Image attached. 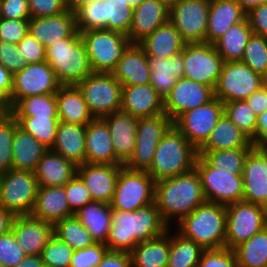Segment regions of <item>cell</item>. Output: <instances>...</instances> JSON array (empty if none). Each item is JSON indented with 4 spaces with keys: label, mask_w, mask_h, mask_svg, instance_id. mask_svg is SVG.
I'll return each instance as SVG.
<instances>
[{
    "label": "cell",
    "mask_w": 267,
    "mask_h": 267,
    "mask_svg": "<svg viewBox=\"0 0 267 267\" xmlns=\"http://www.w3.org/2000/svg\"><path fill=\"white\" fill-rule=\"evenodd\" d=\"M168 228L155 202L135 211L113 210L104 244L110 251L131 252L138 243L161 236Z\"/></svg>",
    "instance_id": "6da1fadb"
},
{
    "label": "cell",
    "mask_w": 267,
    "mask_h": 267,
    "mask_svg": "<svg viewBox=\"0 0 267 267\" xmlns=\"http://www.w3.org/2000/svg\"><path fill=\"white\" fill-rule=\"evenodd\" d=\"M206 202L196 169L155 183V203L164 222L173 227ZM175 221V223H174Z\"/></svg>",
    "instance_id": "7a4b0ae2"
},
{
    "label": "cell",
    "mask_w": 267,
    "mask_h": 267,
    "mask_svg": "<svg viewBox=\"0 0 267 267\" xmlns=\"http://www.w3.org/2000/svg\"><path fill=\"white\" fill-rule=\"evenodd\" d=\"M173 230L193 240L204 250L224 248L226 206L205 202L185 215L174 225Z\"/></svg>",
    "instance_id": "3957f363"
},
{
    "label": "cell",
    "mask_w": 267,
    "mask_h": 267,
    "mask_svg": "<svg viewBox=\"0 0 267 267\" xmlns=\"http://www.w3.org/2000/svg\"><path fill=\"white\" fill-rule=\"evenodd\" d=\"M197 157L198 150L173 124L158 143L147 172L155 181L174 177L193 170Z\"/></svg>",
    "instance_id": "277c9868"
},
{
    "label": "cell",
    "mask_w": 267,
    "mask_h": 267,
    "mask_svg": "<svg viewBox=\"0 0 267 267\" xmlns=\"http://www.w3.org/2000/svg\"><path fill=\"white\" fill-rule=\"evenodd\" d=\"M46 62L61 85H77L93 72L79 33L49 46L46 49Z\"/></svg>",
    "instance_id": "5b68a950"
},
{
    "label": "cell",
    "mask_w": 267,
    "mask_h": 267,
    "mask_svg": "<svg viewBox=\"0 0 267 267\" xmlns=\"http://www.w3.org/2000/svg\"><path fill=\"white\" fill-rule=\"evenodd\" d=\"M133 7L125 0L91 1L75 11L79 33L90 29H106L128 35Z\"/></svg>",
    "instance_id": "8992f818"
},
{
    "label": "cell",
    "mask_w": 267,
    "mask_h": 267,
    "mask_svg": "<svg viewBox=\"0 0 267 267\" xmlns=\"http://www.w3.org/2000/svg\"><path fill=\"white\" fill-rule=\"evenodd\" d=\"M79 34L93 72L111 73L131 44L127 35L106 29H90Z\"/></svg>",
    "instance_id": "52a82bcc"
},
{
    "label": "cell",
    "mask_w": 267,
    "mask_h": 267,
    "mask_svg": "<svg viewBox=\"0 0 267 267\" xmlns=\"http://www.w3.org/2000/svg\"><path fill=\"white\" fill-rule=\"evenodd\" d=\"M156 181L147 171L120 169L110 203L112 210L135 211L155 202Z\"/></svg>",
    "instance_id": "ba28073f"
},
{
    "label": "cell",
    "mask_w": 267,
    "mask_h": 267,
    "mask_svg": "<svg viewBox=\"0 0 267 267\" xmlns=\"http://www.w3.org/2000/svg\"><path fill=\"white\" fill-rule=\"evenodd\" d=\"M195 169L200 176L206 202L230 205L243 201V178L235 171H220L198 156Z\"/></svg>",
    "instance_id": "9c48e42d"
},
{
    "label": "cell",
    "mask_w": 267,
    "mask_h": 267,
    "mask_svg": "<svg viewBox=\"0 0 267 267\" xmlns=\"http://www.w3.org/2000/svg\"><path fill=\"white\" fill-rule=\"evenodd\" d=\"M76 86L94 118L120 110L123 86L111 73L92 72Z\"/></svg>",
    "instance_id": "30bf717a"
},
{
    "label": "cell",
    "mask_w": 267,
    "mask_h": 267,
    "mask_svg": "<svg viewBox=\"0 0 267 267\" xmlns=\"http://www.w3.org/2000/svg\"><path fill=\"white\" fill-rule=\"evenodd\" d=\"M37 191L34 172L10 169L0 174V206L14 216L32 213Z\"/></svg>",
    "instance_id": "8fae6325"
},
{
    "label": "cell",
    "mask_w": 267,
    "mask_h": 267,
    "mask_svg": "<svg viewBox=\"0 0 267 267\" xmlns=\"http://www.w3.org/2000/svg\"><path fill=\"white\" fill-rule=\"evenodd\" d=\"M266 83V78L242 61L224 62L214 97L222 103L246 100Z\"/></svg>",
    "instance_id": "7c38bea8"
},
{
    "label": "cell",
    "mask_w": 267,
    "mask_h": 267,
    "mask_svg": "<svg viewBox=\"0 0 267 267\" xmlns=\"http://www.w3.org/2000/svg\"><path fill=\"white\" fill-rule=\"evenodd\" d=\"M267 226V208L245 201L226 206L225 248L234 249Z\"/></svg>",
    "instance_id": "4fadbf2b"
},
{
    "label": "cell",
    "mask_w": 267,
    "mask_h": 267,
    "mask_svg": "<svg viewBox=\"0 0 267 267\" xmlns=\"http://www.w3.org/2000/svg\"><path fill=\"white\" fill-rule=\"evenodd\" d=\"M172 125L173 121L165 113L138 118L136 146L123 166L129 170L147 171L158 143Z\"/></svg>",
    "instance_id": "5bb4252c"
},
{
    "label": "cell",
    "mask_w": 267,
    "mask_h": 267,
    "mask_svg": "<svg viewBox=\"0 0 267 267\" xmlns=\"http://www.w3.org/2000/svg\"><path fill=\"white\" fill-rule=\"evenodd\" d=\"M182 56L183 77L210 86L214 90L224 64L214 45L207 42L186 43Z\"/></svg>",
    "instance_id": "9a60e30c"
},
{
    "label": "cell",
    "mask_w": 267,
    "mask_h": 267,
    "mask_svg": "<svg viewBox=\"0 0 267 267\" xmlns=\"http://www.w3.org/2000/svg\"><path fill=\"white\" fill-rule=\"evenodd\" d=\"M210 0L170 1L169 21L186 43L206 42Z\"/></svg>",
    "instance_id": "2e32d148"
},
{
    "label": "cell",
    "mask_w": 267,
    "mask_h": 267,
    "mask_svg": "<svg viewBox=\"0 0 267 267\" xmlns=\"http://www.w3.org/2000/svg\"><path fill=\"white\" fill-rule=\"evenodd\" d=\"M224 114V103L214 97L208 103L182 113L173 124L198 150Z\"/></svg>",
    "instance_id": "e0dca14e"
},
{
    "label": "cell",
    "mask_w": 267,
    "mask_h": 267,
    "mask_svg": "<svg viewBox=\"0 0 267 267\" xmlns=\"http://www.w3.org/2000/svg\"><path fill=\"white\" fill-rule=\"evenodd\" d=\"M61 86L53 69L46 61L29 63L13 74L10 109L21 98L56 93Z\"/></svg>",
    "instance_id": "ac0fdd59"
},
{
    "label": "cell",
    "mask_w": 267,
    "mask_h": 267,
    "mask_svg": "<svg viewBox=\"0 0 267 267\" xmlns=\"http://www.w3.org/2000/svg\"><path fill=\"white\" fill-rule=\"evenodd\" d=\"M214 98V90L185 77L179 78L163 99L164 113L174 122L185 111L204 105Z\"/></svg>",
    "instance_id": "d6986e66"
},
{
    "label": "cell",
    "mask_w": 267,
    "mask_h": 267,
    "mask_svg": "<svg viewBox=\"0 0 267 267\" xmlns=\"http://www.w3.org/2000/svg\"><path fill=\"white\" fill-rule=\"evenodd\" d=\"M123 164L83 163L77 166V175L90 191L93 201L110 204L116 181Z\"/></svg>",
    "instance_id": "ffe728a7"
},
{
    "label": "cell",
    "mask_w": 267,
    "mask_h": 267,
    "mask_svg": "<svg viewBox=\"0 0 267 267\" xmlns=\"http://www.w3.org/2000/svg\"><path fill=\"white\" fill-rule=\"evenodd\" d=\"M168 0H143L133 8L132 23L127 35L131 44H139L158 27L169 21Z\"/></svg>",
    "instance_id": "44dd1931"
},
{
    "label": "cell",
    "mask_w": 267,
    "mask_h": 267,
    "mask_svg": "<svg viewBox=\"0 0 267 267\" xmlns=\"http://www.w3.org/2000/svg\"><path fill=\"white\" fill-rule=\"evenodd\" d=\"M11 231L27 255H41L53 236V224L29 215L15 216Z\"/></svg>",
    "instance_id": "7402d4cb"
},
{
    "label": "cell",
    "mask_w": 267,
    "mask_h": 267,
    "mask_svg": "<svg viewBox=\"0 0 267 267\" xmlns=\"http://www.w3.org/2000/svg\"><path fill=\"white\" fill-rule=\"evenodd\" d=\"M102 119L109 128L115 156L124 165L136 146L138 118L119 110Z\"/></svg>",
    "instance_id": "603a6c76"
},
{
    "label": "cell",
    "mask_w": 267,
    "mask_h": 267,
    "mask_svg": "<svg viewBox=\"0 0 267 267\" xmlns=\"http://www.w3.org/2000/svg\"><path fill=\"white\" fill-rule=\"evenodd\" d=\"M29 32L46 49L58 40L75 37L79 33L76 27L75 12L67 9L56 16L31 17L29 19Z\"/></svg>",
    "instance_id": "cb8c5ba5"
},
{
    "label": "cell",
    "mask_w": 267,
    "mask_h": 267,
    "mask_svg": "<svg viewBox=\"0 0 267 267\" xmlns=\"http://www.w3.org/2000/svg\"><path fill=\"white\" fill-rule=\"evenodd\" d=\"M148 56L139 44H130L111 74L122 86L150 84Z\"/></svg>",
    "instance_id": "d4e9b609"
},
{
    "label": "cell",
    "mask_w": 267,
    "mask_h": 267,
    "mask_svg": "<svg viewBox=\"0 0 267 267\" xmlns=\"http://www.w3.org/2000/svg\"><path fill=\"white\" fill-rule=\"evenodd\" d=\"M120 110L134 117H151L164 113L163 98L151 84L123 86Z\"/></svg>",
    "instance_id": "484cf974"
},
{
    "label": "cell",
    "mask_w": 267,
    "mask_h": 267,
    "mask_svg": "<svg viewBox=\"0 0 267 267\" xmlns=\"http://www.w3.org/2000/svg\"><path fill=\"white\" fill-rule=\"evenodd\" d=\"M85 138L86 163L122 164L115 156L109 128L102 118H94L86 125Z\"/></svg>",
    "instance_id": "4316f807"
},
{
    "label": "cell",
    "mask_w": 267,
    "mask_h": 267,
    "mask_svg": "<svg viewBox=\"0 0 267 267\" xmlns=\"http://www.w3.org/2000/svg\"><path fill=\"white\" fill-rule=\"evenodd\" d=\"M243 201L267 208V166L252 149L243 167Z\"/></svg>",
    "instance_id": "83f0119b"
},
{
    "label": "cell",
    "mask_w": 267,
    "mask_h": 267,
    "mask_svg": "<svg viewBox=\"0 0 267 267\" xmlns=\"http://www.w3.org/2000/svg\"><path fill=\"white\" fill-rule=\"evenodd\" d=\"M76 174L77 166L51 149L44 153L34 171L38 187L64 186Z\"/></svg>",
    "instance_id": "f1b7e54d"
},
{
    "label": "cell",
    "mask_w": 267,
    "mask_h": 267,
    "mask_svg": "<svg viewBox=\"0 0 267 267\" xmlns=\"http://www.w3.org/2000/svg\"><path fill=\"white\" fill-rule=\"evenodd\" d=\"M31 215L55 224L73 216L63 186L38 187L36 201Z\"/></svg>",
    "instance_id": "f546056e"
},
{
    "label": "cell",
    "mask_w": 267,
    "mask_h": 267,
    "mask_svg": "<svg viewBox=\"0 0 267 267\" xmlns=\"http://www.w3.org/2000/svg\"><path fill=\"white\" fill-rule=\"evenodd\" d=\"M246 14L236 0H210L206 42L213 44L231 26L243 21Z\"/></svg>",
    "instance_id": "4dcf8cb0"
},
{
    "label": "cell",
    "mask_w": 267,
    "mask_h": 267,
    "mask_svg": "<svg viewBox=\"0 0 267 267\" xmlns=\"http://www.w3.org/2000/svg\"><path fill=\"white\" fill-rule=\"evenodd\" d=\"M85 136L86 125L59 121L51 150L72 161L76 166L81 165L85 163Z\"/></svg>",
    "instance_id": "1f68e13d"
},
{
    "label": "cell",
    "mask_w": 267,
    "mask_h": 267,
    "mask_svg": "<svg viewBox=\"0 0 267 267\" xmlns=\"http://www.w3.org/2000/svg\"><path fill=\"white\" fill-rule=\"evenodd\" d=\"M253 147L252 140L224 113L198 152Z\"/></svg>",
    "instance_id": "d6a6232c"
},
{
    "label": "cell",
    "mask_w": 267,
    "mask_h": 267,
    "mask_svg": "<svg viewBox=\"0 0 267 267\" xmlns=\"http://www.w3.org/2000/svg\"><path fill=\"white\" fill-rule=\"evenodd\" d=\"M59 121L87 125L94 117L76 85H62L56 92Z\"/></svg>",
    "instance_id": "836d02e7"
},
{
    "label": "cell",
    "mask_w": 267,
    "mask_h": 267,
    "mask_svg": "<svg viewBox=\"0 0 267 267\" xmlns=\"http://www.w3.org/2000/svg\"><path fill=\"white\" fill-rule=\"evenodd\" d=\"M150 84L164 99L179 78L184 76L182 52L171 58L148 57Z\"/></svg>",
    "instance_id": "e575fe53"
},
{
    "label": "cell",
    "mask_w": 267,
    "mask_h": 267,
    "mask_svg": "<svg viewBox=\"0 0 267 267\" xmlns=\"http://www.w3.org/2000/svg\"><path fill=\"white\" fill-rule=\"evenodd\" d=\"M186 42L174 25L168 21L142 40L139 45L148 57L171 58L182 52Z\"/></svg>",
    "instance_id": "d590c367"
},
{
    "label": "cell",
    "mask_w": 267,
    "mask_h": 267,
    "mask_svg": "<svg viewBox=\"0 0 267 267\" xmlns=\"http://www.w3.org/2000/svg\"><path fill=\"white\" fill-rule=\"evenodd\" d=\"M12 169L34 172L48 150L34 136L17 126L13 136Z\"/></svg>",
    "instance_id": "8d00e7d4"
},
{
    "label": "cell",
    "mask_w": 267,
    "mask_h": 267,
    "mask_svg": "<svg viewBox=\"0 0 267 267\" xmlns=\"http://www.w3.org/2000/svg\"><path fill=\"white\" fill-rule=\"evenodd\" d=\"M170 227L163 235L138 243L130 252L132 267H167Z\"/></svg>",
    "instance_id": "74e56055"
},
{
    "label": "cell",
    "mask_w": 267,
    "mask_h": 267,
    "mask_svg": "<svg viewBox=\"0 0 267 267\" xmlns=\"http://www.w3.org/2000/svg\"><path fill=\"white\" fill-rule=\"evenodd\" d=\"M112 213L110 204L93 201L74 215L86 227L95 242L105 243L111 227Z\"/></svg>",
    "instance_id": "f35d334b"
},
{
    "label": "cell",
    "mask_w": 267,
    "mask_h": 267,
    "mask_svg": "<svg viewBox=\"0 0 267 267\" xmlns=\"http://www.w3.org/2000/svg\"><path fill=\"white\" fill-rule=\"evenodd\" d=\"M253 31L247 17L231 26L213 45L224 62L241 61Z\"/></svg>",
    "instance_id": "ab89813d"
},
{
    "label": "cell",
    "mask_w": 267,
    "mask_h": 267,
    "mask_svg": "<svg viewBox=\"0 0 267 267\" xmlns=\"http://www.w3.org/2000/svg\"><path fill=\"white\" fill-rule=\"evenodd\" d=\"M170 227V252L167 267H197L204 249L193 240L172 231Z\"/></svg>",
    "instance_id": "60d3db41"
},
{
    "label": "cell",
    "mask_w": 267,
    "mask_h": 267,
    "mask_svg": "<svg viewBox=\"0 0 267 267\" xmlns=\"http://www.w3.org/2000/svg\"><path fill=\"white\" fill-rule=\"evenodd\" d=\"M233 250L237 267H267V226Z\"/></svg>",
    "instance_id": "b9f144b4"
},
{
    "label": "cell",
    "mask_w": 267,
    "mask_h": 267,
    "mask_svg": "<svg viewBox=\"0 0 267 267\" xmlns=\"http://www.w3.org/2000/svg\"><path fill=\"white\" fill-rule=\"evenodd\" d=\"M18 126L51 149L57 133L58 116H14Z\"/></svg>",
    "instance_id": "7bdbcfd3"
},
{
    "label": "cell",
    "mask_w": 267,
    "mask_h": 267,
    "mask_svg": "<svg viewBox=\"0 0 267 267\" xmlns=\"http://www.w3.org/2000/svg\"><path fill=\"white\" fill-rule=\"evenodd\" d=\"M53 235L67 243L75 251L96 243L75 215L56 222L53 225Z\"/></svg>",
    "instance_id": "ee69618b"
},
{
    "label": "cell",
    "mask_w": 267,
    "mask_h": 267,
    "mask_svg": "<svg viewBox=\"0 0 267 267\" xmlns=\"http://www.w3.org/2000/svg\"><path fill=\"white\" fill-rule=\"evenodd\" d=\"M10 113L13 116H58L56 93L21 98Z\"/></svg>",
    "instance_id": "f6af8a7d"
},
{
    "label": "cell",
    "mask_w": 267,
    "mask_h": 267,
    "mask_svg": "<svg viewBox=\"0 0 267 267\" xmlns=\"http://www.w3.org/2000/svg\"><path fill=\"white\" fill-rule=\"evenodd\" d=\"M253 148L225 149L208 152H198L212 167L220 171H235L243 174L244 161Z\"/></svg>",
    "instance_id": "bcb514c9"
},
{
    "label": "cell",
    "mask_w": 267,
    "mask_h": 267,
    "mask_svg": "<svg viewBox=\"0 0 267 267\" xmlns=\"http://www.w3.org/2000/svg\"><path fill=\"white\" fill-rule=\"evenodd\" d=\"M227 117L256 145L257 115L245 100L224 103Z\"/></svg>",
    "instance_id": "7dc6e473"
},
{
    "label": "cell",
    "mask_w": 267,
    "mask_h": 267,
    "mask_svg": "<svg viewBox=\"0 0 267 267\" xmlns=\"http://www.w3.org/2000/svg\"><path fill=\"white\" fill-rule=\"evenodd\" d=\"M241 61L267 79V38L252 34Z\"/></svg>",
    "instance_id": "c3c4849f"
},
{
    "label": "cell",
    "mask_w": 267,
    "mask_h": 267,
    "mask_svg": "<svg viewBox=\"0 0 267 267\" xmlns=\"http://www.w3.org/2000/svg\"><path fill=\"white\" fill-rule=\"evenodd\" d=\"M74 251L53 235L43 248L41 257L45 267H70Z\"/></svg>",
    "instance_id": "681fc988"
},
{
    "label": "cell",
    "mask_w": 267,
    "mask_h": 267,
    "mask_svg": "<svg viewBox=\"0 0 267 267\" xmlns=\"http://www.w3.org/2000/svg\"><path fill=\"white\" fill-rule=\"evenodd\" d=\"M17 126L11 113L0 121V174L12 169L13 136Z\"/></svg>",
    "instance_id": "f907efd6"
},
{
    "label": "cell",
    "mask_w": 267,
    "mask_h": 267,
    "mask_svg": "<svg viewBox=\"0 0 267 267\" xmlns=\"http://www.w3.org/2000/svg\"><path fill=\"white\" fill-rule=\"evenodd\" d=\"M70 210L75 214L88 203L93 202L90 191L76 174L64 186Z\"/></svg>",
    "instance_id": "816d5d0a"
},
{
    "label": "cell",
    "mask_w": 267,
    "mask_h": 267,
    "mask_svg": "<svg viewBox=\"0 0 267 267\" xmlns=\"http://www.w3.org/2000/svg\"><path fill=\"white\" fill-rule=\"evenodd\" d=\"M26 255L11 230L0 236V264L5 267H16Z\"/></svg>",
    "instance_id": "f5cc1de1"
},
{
    "label": "cell",
    "mask_w": 267,
    "mask_h": 267,
    "mask_svg": "<svg viewBox=\"0 0 267 267\" xmlns=\"http://www.w3.org/2000/svg\"><path fill=\"white\" fill-rule=\"evenodd\" d=\"M197 267H237L236 254L225 247L204 250Z\"/></svg>",
    "instance_id": "db71d44e"
},
{
    "label": "cell",
    "mask_w": 267,
    "mask_h": 267,
    "mask_svg": "<svg viewBox=\"0 0 267 267\" xmlns=\"http://www.w3.org/2000/svg\"><path fill=\"white\" fill-rule=\"evenodd\" d=\"M108 251L104 243L96 242L84 249L74 251L70 267H96Z\"/></svg>",
    "instance_id": "11a10c76"
},
{
    "label": "cell",
    "mask_w": 267,
    "mask_h": 267,
    "mask_svg": "<svg viewBox=\"0 0 267 267\" xmlns=\"http://www.w3.org/2000/svg\"><path fill=\"white\" fill-rule=\"evenodd\" d=\"M29 32V20L0 17V40L17 45Z\"/></svg>",
    "instance_id": "9f6ffc18"
},
{
    "label": "cell",
    "mask_w": 267,
    "mask_h": 267,
    "mask_svg": "<svg viewBox=\"0 0 267 267\" xmlns=\"http://www.w3.org/2000/svg\"><path fill=\"white\" fill-rule=\"evenodd\" d=\"M28 63L19 53L17 45L0 40V65L4 66L12 74L22 70Z\"/></svg>",
    "instance_id": "6f0895ef"
},
{
    "label": "cell",
    "mask_w": 267,
    "mask_h": 267,
    "mask_svg": "<svg viewBox=\"0 0 267 267\" xmlns=\"http://www.w3.org/2000/svg\"><path fill=\"white\" fill-rule=\"evenodd\" d=\"M17 48L28 64L46 61L45 46L30 32L17 44Z\"/></svg>",
    "instance_id": "680465c9"
},
{
    "label": "cell",
    "mask_w": 267,
    "mask_h": 267,
    "mask_svg": "<svg viewBox=\"0 0 267 267\" xmlns=\"http://www.w3.org/2000/svg\"><path fill=\"white\" fill-rule=\"evenodd\" d=\"M28 5L32 18L56 16L67 10L63 0H28Z\"/></svg>",
    "instance_id": "91938a15"
},
{
    "label": "cell",
    "mask_w": 267,
    "mask_h": 267,
    "mask_svg": "<svg viewBox=\"0 0 267 267\" xmlns=\"http://www.w3.org/2000/svg\"><path fill=\"white\" fill-rule=\"evenodd\" d=\"M0 17L15 20H29L28 0H1Z\"/></svg>",
    "instance_id": "94428289"
},
{
    "label": "cell",
    "mask_w": 267,
    "mask_h": 267,
    "mask_svg": "<svg viewBox=\"0 0 267 267\" xmlns=\"http://www.w3.org/2000/svg\"><path fill=\"white\" fill-rule=\"evenodd\" d=\"M246 17L253 34L267 38V3L252 8L246 14Z\"/></svg>",
    "instance_id": "6125c7cd"
},
{
    "label": "cell",
    "mask_w": 267,
    "mask_h": 267,
    "mask_svg": "<svg viewBox=\"0 0 267 267\" xmlns=\"http://www.w3.org/2000/svg\"><path fill=\"white\" fill-rule=\"evenodd\" d=\"M96 267H132L130 252L108 250Z\"/></svg>",
    "instance_id": "be15d7a7"
},
{
    "label": "cell",
    "mask_w": 267,
    "mask_h": 267,
    "mask_svg": "<svg viewBox=\"0 0 267 267\" xmlns=\"http://www.w3.org/2000/svg\"><path fill=\"white\" fill-rule=\"evenodd\" d=\"M254 113L259 116L267 111V83L245 100Z\"/></svg>",
    "instance_id": "e7e4bbea"
},
{
    "label": "cell",
    "mask_w": 267,
    "mask_h": 267,
    "mask_svg": "<svg viewBox=\"0 0 267 267\" xmlns=\"http://www.w3.org/2000/svg\"><path fill=\"white\" fill-rule=\"evenodd\" d=\"M13 87V74L0 65V98L10 108V96Z\"/></svg>",
    "instance_id": "03108f58"
},
{
    "label": "cell",
    "mask_w": 267,
    "mask_h": 267,
    "mask_svg": "<svg viewBox=\"0 0 267 267\" xmlns=\"http://www.w3.org/2000/svg\"><path fill=\"white\" fill-rule=\"evenodd\" d=\"M256 145L267 147V111L257 117Z\"/></svg>",
    "instance_id": "003e7915"
},
{
    "label": "cell",
    "mask_w": 267,
    "mask_h": 267,
    "mask_svg": "<svg viewBox=\"0 0 267 267\" xmlns=\"http://www.w3.org/2000/svg\"><path fill=\"white\" fill-rule=\"evenodd\" d=\"M14 217L9 210L0 206V236L11 230Z\"/></svg>",
    "instance_id": "a7ac6f4b"
},
{
    "label": "cell",
    "mask_w": 267,
    "mask_h": 267,
    "mask_svg": "<svg viewBox=\"0 0 267 267\" xmlns=\"http://www.w3.org/2000/svg\"><path fill=\"white\" fill-rule=\"evenodd\" d=\"M16 267H45L41 255H26L25 259L17 264Z\"/></svg>",
    "instance_id": "89a4df30"
},
{
    "label": "cell",
    "mask_w": 267,
    "mask_h": 267,
    "mask_svg": "<svg viewBox=\"0 0 267 267\" xmlns=\"http://www.w3.org/2000/svg\"><path fill=\"white\" fill-rule=\"evenodd\" d=\"M241 8L248 13L252 8L267 3V0H236Z\"/></svg>",
    "instance_id": "2644e50d"
},
{
    "label": "cell",
    "mask_w": 267,
    "mask_h": 267,
    "mask_svg": "<svg viewBox=\"0 0 267 267\" xmlns=\"http://www.w3.org/2000/svg\"><path fill=\"white\" fill-rule=\"evenodd\" d=\"M96 0H70L67 4V9H69L72 12H75L78 8L81 6Z\"/></svg>",
    "instance_id": "8c879c8a"
},
{
    "label": "cell",
    "mask_w": 267,
    "mask_h": 267,
    "mask_svg": "<svg viewBox=\"0 0 267 267\" xmlns=\"http://www.w3.org/2000/svg\"><path fill=\"white\" fill-rule=\"evenodd\" d=\"M253 150L264 160L267 166V147L254 145Z\"/></svg>",
    "instance_id": "753ad0ef"
},
{
    "label": "cell",
    "mask_w": 267,
    "mask_h": 267,
    "mask_svg": "<svg viewBox=\"0 0 267 267\" xmlns=\"http://www.w3.org/2000/svg\"><path fill=\"white\" fill-rule=\"evenodd\" d=\"M10 114L9 106L0 98V121Z\"/></svg>",
    "instance_id": "34e18365"
},
{
    "label": "cell",
    "mask_w": 267,
    "mask_h": 267,
    "mask_svg": "<svg viewBox=\"0 0 267 267\" xmlns=\"http://www.w3.org/2000/svg\"><path fill=\"white\" fill-rule=\"evenodd\" d=\"M133 8L138 6L143 0H125Z\"/></svg>",
    "instance_id": "11e5206c"
},
{
    "label": "cell",
    "mask_w": 267,
    "mask_h": 267,
    "mask_svg": "<svg viewBox=\"0 0 267 267\" xmlns=\"http://www.w3.org/2000/svg\"><path fill=\"white\" fill-rule=\"evenodd\" d=\"M63 1H64L66 4H68L70 0H63Z\"/></svg>",
    "instance_id": "2a66077c"
}]
</instances>
